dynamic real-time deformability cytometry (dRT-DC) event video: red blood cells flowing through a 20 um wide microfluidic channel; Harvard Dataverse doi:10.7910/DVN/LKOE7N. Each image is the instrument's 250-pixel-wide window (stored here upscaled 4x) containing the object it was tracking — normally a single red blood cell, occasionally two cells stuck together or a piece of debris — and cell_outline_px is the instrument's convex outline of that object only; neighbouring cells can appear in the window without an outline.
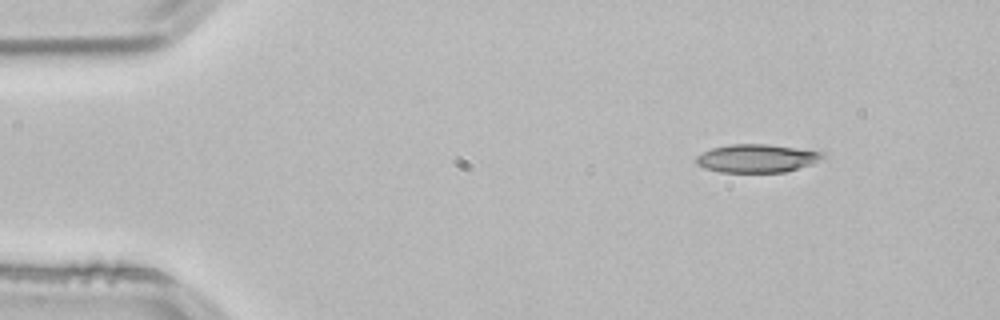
{"species": "common noctule bat (a hibernating species)", "species_latin": "Nyctalus noctula", "temperature_condition": "room temperature", "stored_images_in_passage": 47, "camera_frame_rate_fps": 3000, "um_per_image_px": 0.085, "animal": {"sex": "male", "body_mass_g": 21.5, "forearm_length_mm": 52.0}, "frame": {"image": 1, "passage_image": 1, "time_ms": 0.0, "image_size_px": [1000, 320], "cell_outline_px": [[824, 156], [812, 164], [784, 172], [720, 172], [704, 168], [696, 164], [696, 156], [712, 148], [732, 144], [768, 144], [820, 148], [824, 152]], "centroid_in_image_um": [64.44, 13.43], "position_along_channel_um": 20.6, "area_um2": 21.33}}
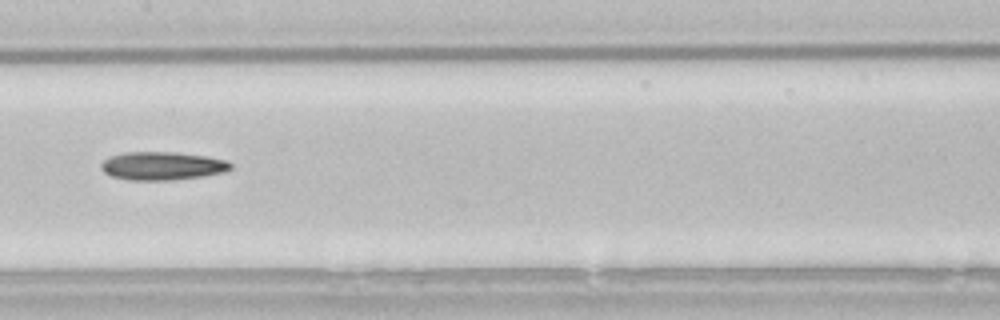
{"frame": {"image": 2, "passage_image": 21, "time_ms": 6.667, "image_size_px": [1000, 320], "cell_outline_px": [[232, 168], [224, 172], [204, 176], [172, 180], [128, 180], [112, 176], [104, 172], [100, 168], [100, 164], [104, 160], [112, 156], [124, 152], [172, 152], [204, 156], [224, 160], [232, 164]], "centroid_in_image_um": [13.77, 14.11], "position_along_channel_um": 193.6, "area_um2": 21.21}}
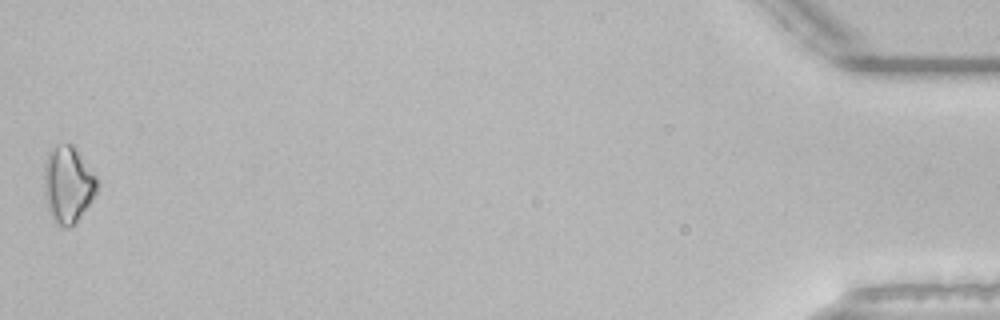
{"frame": {"image": 3, "passage_image": 47, "time_ms": 15.333, "image_size_px": [1000, 320], "cell_outline_px": [[96, 192], [88, 204], [76, 220], [72, 224], [64, 228], [56, 224], [52, 220], [48, 212], [44, 192], [44, 164], [48, 152], [56, 144], [72, 144], [76, 148], [96, 176]], "centroid_in_image_um": [5.72, 15.66], "position_along_channel_um": 429.5, "area_um2": 23.47}}